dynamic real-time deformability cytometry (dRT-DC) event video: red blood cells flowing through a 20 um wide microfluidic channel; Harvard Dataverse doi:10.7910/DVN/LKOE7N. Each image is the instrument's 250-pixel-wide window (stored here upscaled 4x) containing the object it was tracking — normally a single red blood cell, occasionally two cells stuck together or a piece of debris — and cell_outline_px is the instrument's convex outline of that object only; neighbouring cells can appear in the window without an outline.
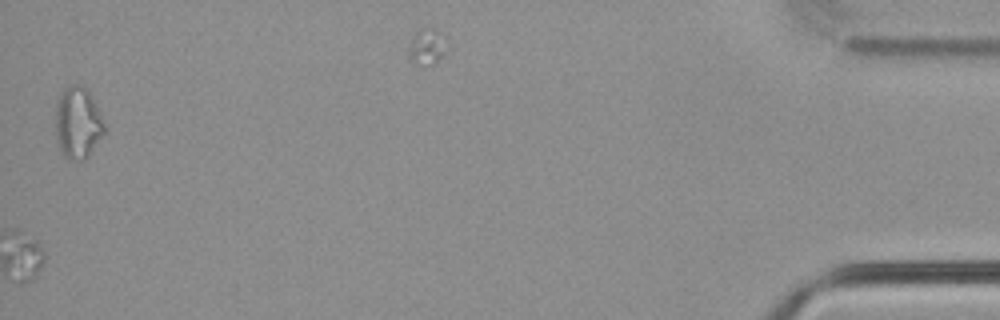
{"species": "common noctule bat (a hibernating species)", "species_latin": "Nyctalus noctula", "temperature_condition": "cold", "stored_images_in_passage": 47, "camera_frame_rate_fps": 3000, "um_per_image_px": 0.085, "animal": {"sex": "male", "body_mass_g": 21.5, "forearm_length_mm": 52.0}, "frame": {"image": 1, "passage_image": 47, "time_ms": 15.333, "image_size_px": [1000, 320], "cell_outline_px": [[108, 128], [88, 156], [84, 160], [68, 160], [64, 156], [56, 140], [56, 100], [60, 92], [64, 88], [72, 84], [76, 84], [84, 88], [92, 96]], "centroid_in_image_um": [6.62, 10.44], "position_along_channel_um": 428.6, "area_um2": 20.69}}